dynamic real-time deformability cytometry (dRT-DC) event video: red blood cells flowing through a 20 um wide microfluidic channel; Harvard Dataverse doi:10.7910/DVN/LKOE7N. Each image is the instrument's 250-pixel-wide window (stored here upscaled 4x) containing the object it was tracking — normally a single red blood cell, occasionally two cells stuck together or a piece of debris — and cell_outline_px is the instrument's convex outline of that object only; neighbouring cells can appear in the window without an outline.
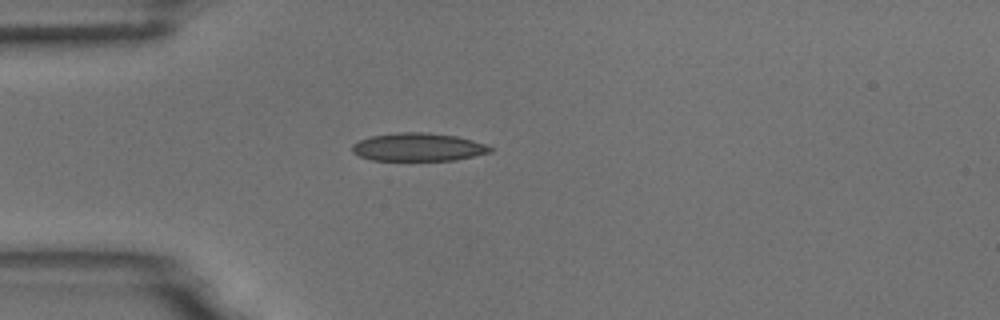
{"species": "common noctule bat (a hibernating species)", "species_latin": "Nyctalus noctula", "temperature_condition": "room temperature", "stored_images_in_passage": 1, "camera_frame_rate_fps": 3000, "um_per_image_px": 0.085, "animal": {"sex": "male", "body_mass_g": 18.8}, "frame": {"image": 1, "passage_image": 1, "time_ms": 0.0, "image_size_px": [1000, 320], "cell_outline_px": [[492, 152], [456, 160], [372, 160], [360, 156], [352, 152], [352, 144], [368, 136], [396, 132], [428, 132], [456, 136], [472, 140], [484, 144], [492, 148]], "centroid_in_image_um": [35.52, 12.49], "position_along_channel_um": 49.5, "area_um2": 22.66}}